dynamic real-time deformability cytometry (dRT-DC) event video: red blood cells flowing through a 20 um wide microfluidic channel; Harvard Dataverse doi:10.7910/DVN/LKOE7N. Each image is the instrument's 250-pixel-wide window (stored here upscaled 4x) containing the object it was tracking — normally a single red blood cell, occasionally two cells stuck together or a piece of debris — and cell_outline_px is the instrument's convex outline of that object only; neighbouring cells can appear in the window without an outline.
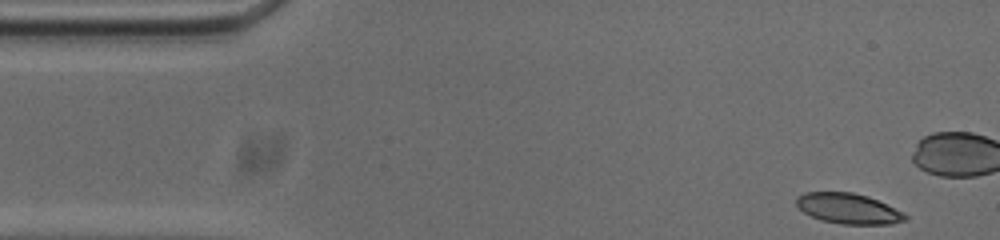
{"species": "common noctule bat (a hibernating species)", "species_latin": "Nyctalus noctula", "temperature_condition": "cold", "stored_images_in_passage": 52, "camera_frame_rate_fps": 3000, "um_per_image_px": 0.085, "animal": {"sex": "male", "body_mass_g": 20.0, "forearm_length_mm": 53.3}, "frame": {"image": 1, "passage_image": 1, "time_ms": 0.0, "image_size_px": [1000, 240], "cell_outline_px": [[908, 220], [892, 224], [840, 224], [820, 220], [804, 212], [796, 204], [796, 196], [804, 192], [852, 192], [868, 196], [904, 212], [908, 216]], "centroid_in_image_um": [72.13, 17.73], "position_along_channel_um": 12.9, "area_um2": 19.42}}
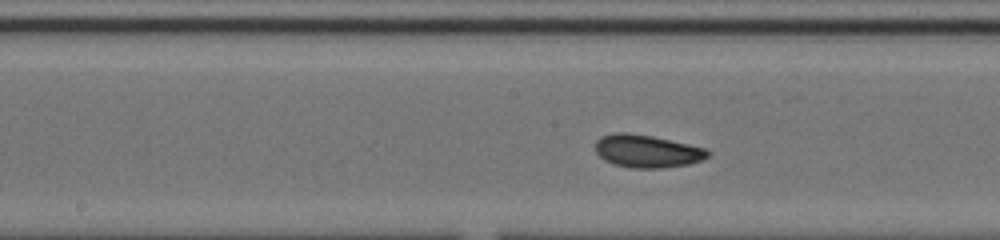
{"frame": {"image": 2, "passage_image": 23, "time_ms": 7.333, "image_size_px": [1000, 240], "cell_outline_px": [[712, 152], [708, 156], [700, 160], [688, 164], [664, 168], [632, 168], [612, 164], [604, 160], [596, 152], [596, 140], [604, 136], [616, 132], [628, 132], [652, 136], [708, 148]], "centroid_in_image_um": [55.02, 12.85], "position_along_channel_um": 193.2, "area_um2": 21.56}}
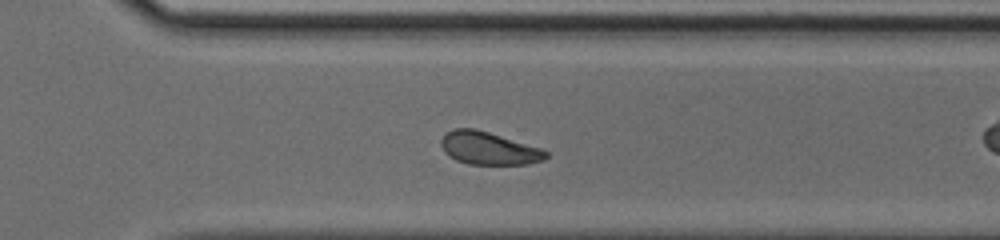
{"frame": {"image": 3, "passage_image": 34, "time_ms": 11.0, "image_size_px": [1000, 240], "cell_outline_px": [[548, 156], [544, 160], [528, 164], [468, 164], [456, 160], [448, 156], [444, 152], [440, 144], [440, 140], [452, 128], [476, 128], [540, 148], [548, 152]], "centroid_in_image_um": [41.51, 12.6], "position_along_channel_um": 329.1, "area_um2": 20.0}, "authors_computed_cell_mechanics": {"area_um2": 20.9814, "velocity_mm_per_s": 3.7094, "shape_relaxation_time_tau1_ms": 3.2829, "shape_relaxation_time_tau2_ms": 3.2896, "deformation_change_tau1": 0.0939, "deformation_change_tau2": 0.0771}}